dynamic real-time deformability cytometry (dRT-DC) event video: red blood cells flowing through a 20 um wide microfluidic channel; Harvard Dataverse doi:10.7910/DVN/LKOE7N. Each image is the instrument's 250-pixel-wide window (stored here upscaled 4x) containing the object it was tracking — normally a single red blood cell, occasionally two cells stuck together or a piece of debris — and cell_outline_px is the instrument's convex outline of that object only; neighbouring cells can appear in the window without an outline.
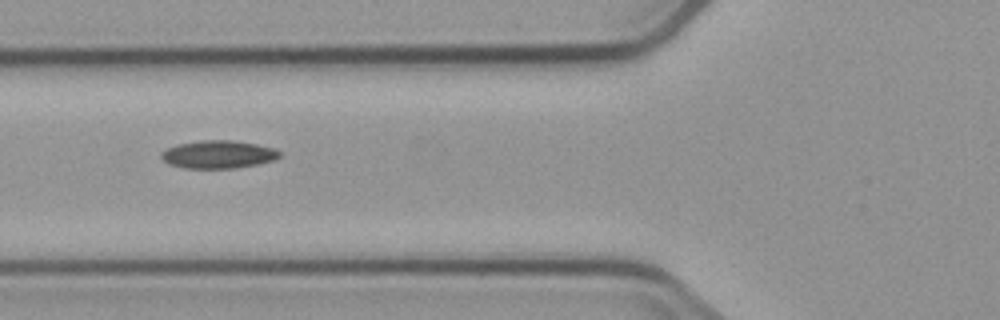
{"species": "common noctule bat (a hibernating species)", "species_latin": "Nyctalus noctula", "temperature_condition": "cold", "stored_images_in_passage": 8, "camera_frame_rate_fps": 3000, "um_per_image_px": 0.085, "animal": {"sex": "male", "body_mass_g": 23.1, "forearm_length_mm": 52.7}, "frame": {"image": 1, "passage_image": 6, "time_ms": 5.667, "image_size_px": [1000, 320], "cell_outline_px": [[280, 156], [272, 160], [256, 164], [232, 168], [184, 168], [168, 164], [160, 156], [160, 152], [176, 144], [204, 140], [232, 140], [256, 144], [272, 148], [280, 152]], "centroid_in_image_um": [18.49, 13.12], "position_along_channel_um": 107.3, "area_um2": 19.02}}
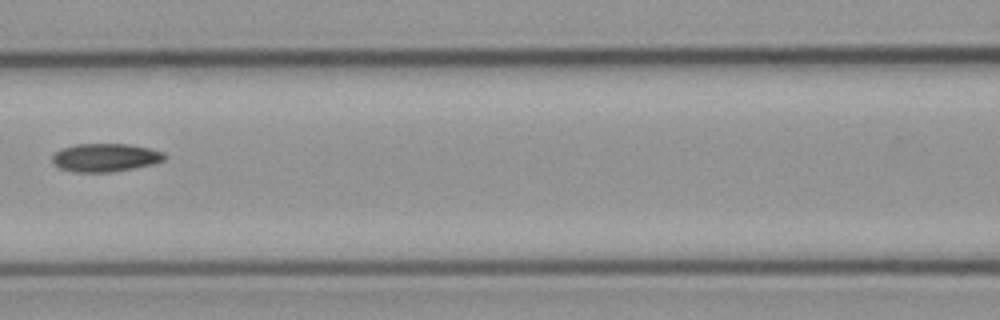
{"frame": {"image": 2, "passage_image": 7, "time_ms": 7.0, "image_size_px": [1000, 320], "cell_outline_px": [[168, 156], [164, 160], [152, 164], [112, 172], [76, 172], [60, 168], [52, 160], [52, 156], [60, 148], [76, 144], [128, 144], [148, 148], [164, 152]], "centroid_in_image_um": [8.96, 13.38], "position_along_channel_um": 157.6, "area_um2": 18.38}}
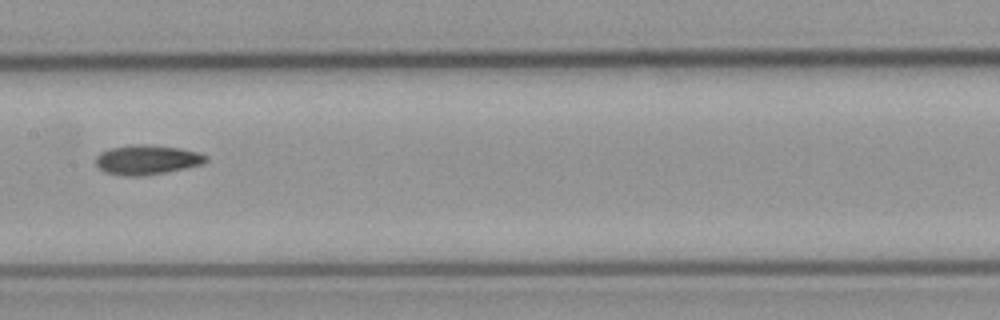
{"frame": {"image": 3, "passage_image": 8, "time_ms": 8.0, "image_size_px": [1000, 320], "cell_outline_px": [[208, 160], [200, 164], [184, 168], [164, 172], [140, 176], [124, 176], [104, 172], [96, 164], [96, 156], [100, 152], [112, 148], [132, 144], [144, 144], [176, 148], [200, 152], [208, 156]], "centroid_in_image_um": [12.47, 13.58], "position_along_channel_um": 194.9, "area_um2": 18.79}}